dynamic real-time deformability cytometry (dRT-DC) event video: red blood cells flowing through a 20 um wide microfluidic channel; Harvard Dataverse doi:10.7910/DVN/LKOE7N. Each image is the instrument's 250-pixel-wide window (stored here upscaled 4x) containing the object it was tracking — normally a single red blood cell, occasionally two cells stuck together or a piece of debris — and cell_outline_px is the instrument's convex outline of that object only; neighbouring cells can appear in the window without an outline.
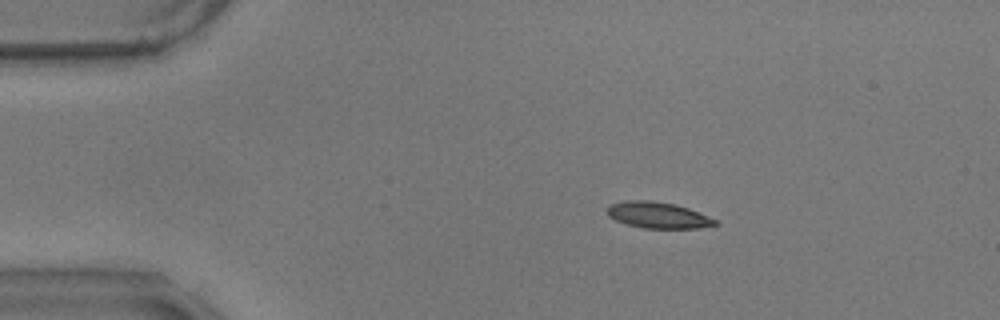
{"species": "common noctule bat (a hibernating species)", "species_latin": "Nyctalus noctula", "temperature_condition": "warm", "stored_images_in_passage": 49, "camera_frame_rate_fps": 3000, "um_per_image_px": 0.085, "animal": {"sex": "male", "body_mass_g": 17.9}, "frame": {"image": 1, "passage_image": 1, "time_ms": 0.0, "image_size_px": [1000, 320], "cell_outline_px": [[720, 224], [700, 228], [644, 228], [628, 224], [616, 220], [608, 216], [608, 204], [624, 200], [652, 200], [676, 204], [688, 208], [708, 216], [716, 220]], "centroid_in_image_um": [55.93, 18.27], "position_along_channel_um": 29.1, "area_um2": 16.53}}
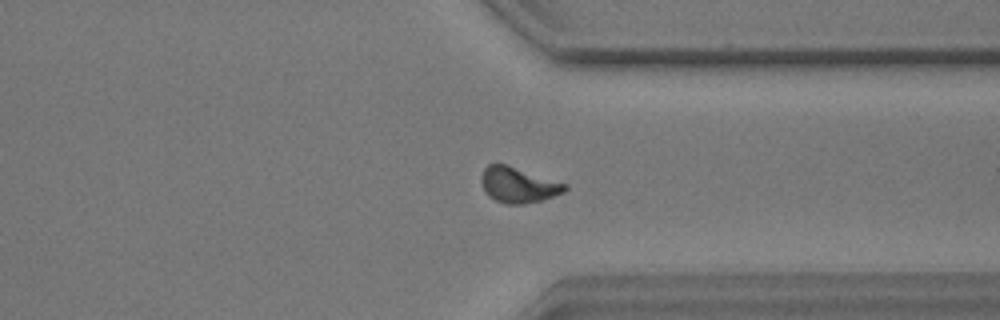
{"frame": {"image": 2, "passage_image": 35, "time_ms": 11.333, "image_size_px": [1000, 320], "cell_outline_px": [[568, 188], [564, 192], [544, 200], [524, 204], [508, 204], [496, 200], [488, 196], [484, 192], [480, 180], [480, 176], [484, 168], [488, 164], [508, 164], [568, 184]], "centroid_in_image_um": [44.05, 15.71], "position_along_channel_um": 367.3, "area_um2": 17.63}}
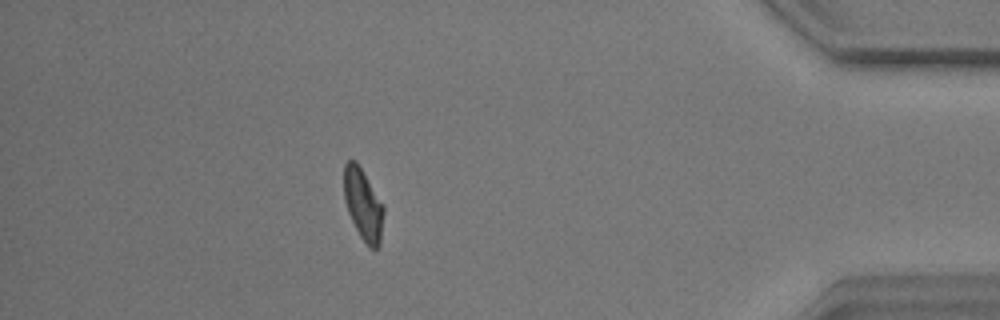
{"frame": {"image": 3, "passage_image": 42, "time_ms": 13.667, "image_size_px": [1000, 320], "cell_outline_px": [[384, 212], [380, 244], [376, 248], [368, 248], [360, 236], [348, 212], [344, 200], [344, 164], [348, 160], [356, 160], [384, 204]], "centroid_in_image_um": [30.88, 17.37], "position_along_channel_um": 404.3, "area_um2": 16.65}, "authors_computed_cell_mechanics": {"area_um2": 16.8776, "velocity_mm_per_s": 3.488, "shape_relaxation_time_tau1_ms": 5.6367, "shape_relaxation_time_tau2_ms": 2.2145, "deformation_change_tau1": 0.1714, "deformation_change_tau2": 0.0811}}